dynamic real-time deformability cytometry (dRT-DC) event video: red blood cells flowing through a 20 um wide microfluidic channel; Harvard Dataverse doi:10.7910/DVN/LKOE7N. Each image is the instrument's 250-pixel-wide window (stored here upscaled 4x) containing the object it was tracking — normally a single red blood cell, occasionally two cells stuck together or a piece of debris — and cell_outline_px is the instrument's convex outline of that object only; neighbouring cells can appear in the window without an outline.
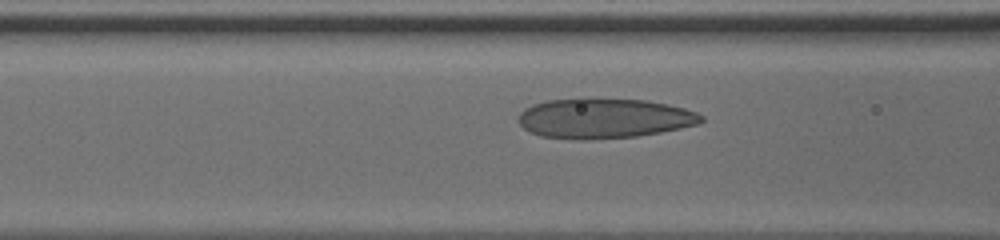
{"species": "human", "species_latin": "Homo sapiens", "temperature_condition": "cold", "stored_images_in_passage": 12, "camera_frame_rate_fps": 3000, "um_per_image_px": 0.085, "donor": {"sex": "male"}, "frame": {"image": 1, "passage_image": 10, "time_ms": 3.0, "image_size_px": [1000, 240], "cell_outline_px": [[704, 120], [696, 124], [680, 128], [660, 132], [636, 136], [584, 140], [576, 140], [540, 136], [528, 132], [520, 124], [520, 112], [524, 108], [532, 104], [548, 100], [580, 96], [584, 96], [644, 100], [668, 104], [684, 108], [696, 112], [704, 116]], "centroid_in_image_um": [51.3, 10.03], "position_along_channel_um": 115.3, "area_um2": 43.41}}